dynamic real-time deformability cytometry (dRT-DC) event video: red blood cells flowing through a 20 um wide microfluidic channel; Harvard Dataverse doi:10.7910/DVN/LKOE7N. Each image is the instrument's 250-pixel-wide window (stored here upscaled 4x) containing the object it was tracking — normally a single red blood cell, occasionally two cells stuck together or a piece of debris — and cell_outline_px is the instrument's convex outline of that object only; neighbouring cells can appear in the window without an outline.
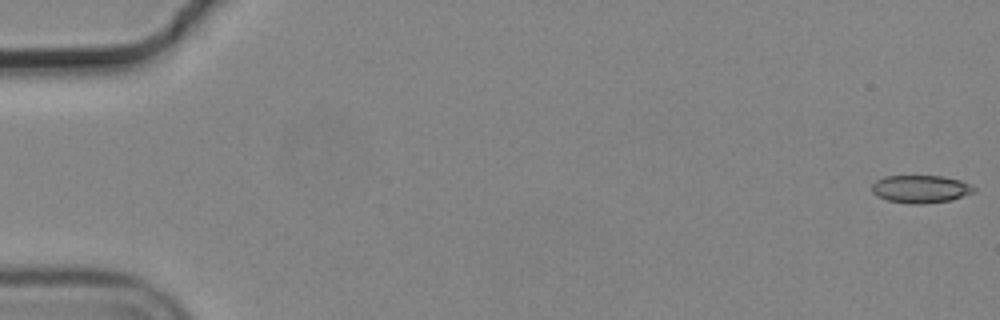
{"species": "common noctule bat (a hibernating species)", "species_latin": "Nyctalus noctula", "temperature_condition": "cold", "stored_images_in_passage": 10, "camera_frame_rate_fps": 3000, "um_per_image_px": 0.085, "animal": {"sex": "male", "body_mass_g": 19.2, "forearm_length_mm": 51.8}, "frame": {"image": 1, "passage_image": 1, "time_ms": 0.0, "image_size_px": [1000, 320], "cell_outline_px": [[976, 188], [972, 192], [952, 200], [924, 204], [908, 204], [888, 200], [876, 196], [872, 192], [872, 184], [876, 180], [884, 176], [944, 176], [960, 180]], "centroid_in_image_um": [78.21, 16.07], "position_along_channel_um": 6.8, "area_um2": 16.53}}